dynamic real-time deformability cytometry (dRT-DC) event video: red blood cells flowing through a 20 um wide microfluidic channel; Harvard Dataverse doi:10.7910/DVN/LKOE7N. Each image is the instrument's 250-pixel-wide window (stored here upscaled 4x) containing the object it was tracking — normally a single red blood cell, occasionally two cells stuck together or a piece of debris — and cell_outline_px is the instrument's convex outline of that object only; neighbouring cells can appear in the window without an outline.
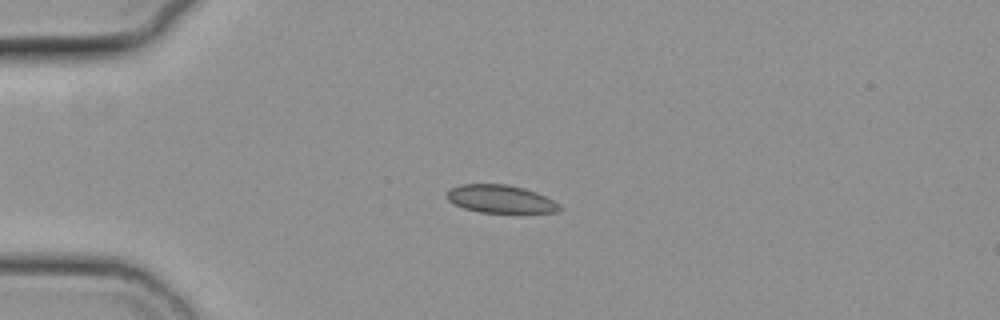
{"species": "common noctule bat (a hibernating species)", "species_latin": "Nyctalus noctula", "temperature_condition": "cold", "stored_images_in_passage": 47, "camera_frame_rate_fps": 3000, "um_per_image_px": 0.085, "animal": {"sex": "female", "body_mass_g": 19.3, "forearm_length_mm": 54.1}, "frame": {"image": 1, "passage_image": 6, "time_ms": 1.667, "image_size_px": [1000, 320], "cell_outline_px": [[564, 208], [560, 212], [480, 212], [464, 208], [452, 204], [444, 196], [452, 188], [460, 184], [508, 184], [524, 188], [536, 192], [560, 204]], "centroid_in_image_um": [42.54, 16.91], "position_along_channel_um": 42.5, "area_um2": 18.38}}
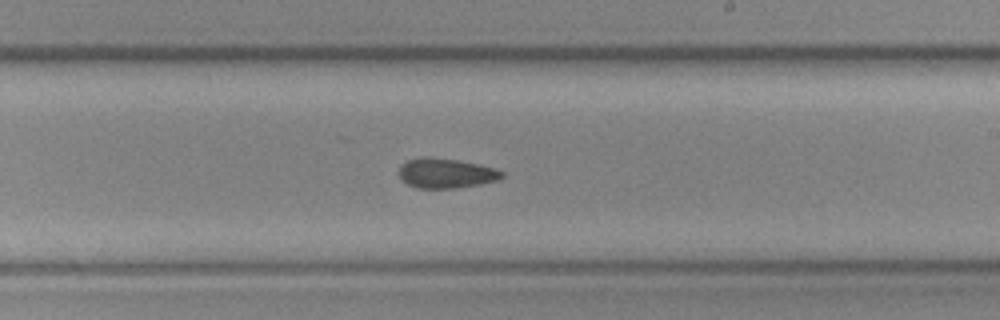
{"frame": {"image": 2, "passage_image": 25, "time_ms": 8.0, "image_size_px": [1000, 320], "cell_outline_px": [[504, 176], [496, 180], [480, 184], [456, 188], [416, 188], [400, 180], [396, 172], [400, 164], [408, 160], [424, 156], [456, 160], [496, 168], [504, 172]], "centroid_in_image_um": [37.83, 14.73], "position_along_channel_um": 251.2, "area_um2": 18.03}}
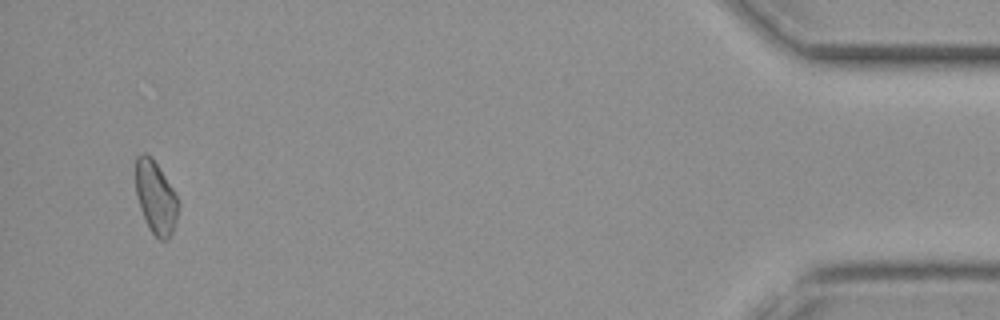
{"frame": {"image": 3, "passage_image": 45, "time_ms": 14.667, "image_size_px": [1000, 320], "cell_outline_px": [[180, 204], [176, 220], [172, 232], [168, 240], [160, 240], [148, 228], [144, 220], [136, 196], [136, 156], [144, 152], [152, 156], [176, 192]], "centroid_in_image_um": [13.24, 16.77], "position_along_channel_um": 422.0, "area_um2": 18.44}}